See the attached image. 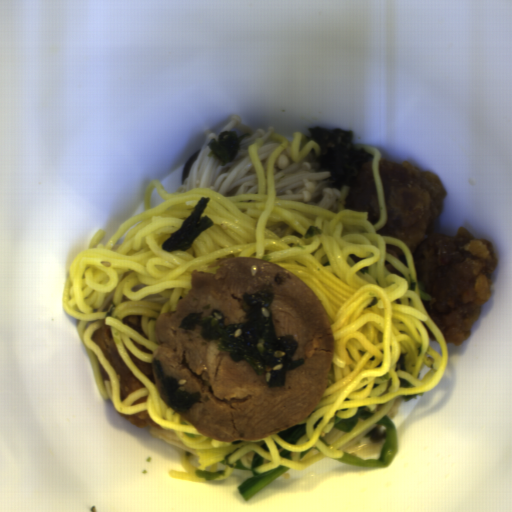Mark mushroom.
I'll return each instance as SVG.
<instances>
[{
	"label": "mushroom",
	"mask_w": 512,
	"mask_h": 512,
	"mask_svg": "<svg viewBox=\"0 0 512 512\" xmlns=\"http://www.w3.org/2000/svg\"><path fill=\"white\" fill-rule=\"evenodd\" d=\"M201 149H196L184 162L181 180L182 182L188 177L192 167L199 158Z\"/></svg>",
	"instance_id": "983e1aa8"
}]
</instances>
